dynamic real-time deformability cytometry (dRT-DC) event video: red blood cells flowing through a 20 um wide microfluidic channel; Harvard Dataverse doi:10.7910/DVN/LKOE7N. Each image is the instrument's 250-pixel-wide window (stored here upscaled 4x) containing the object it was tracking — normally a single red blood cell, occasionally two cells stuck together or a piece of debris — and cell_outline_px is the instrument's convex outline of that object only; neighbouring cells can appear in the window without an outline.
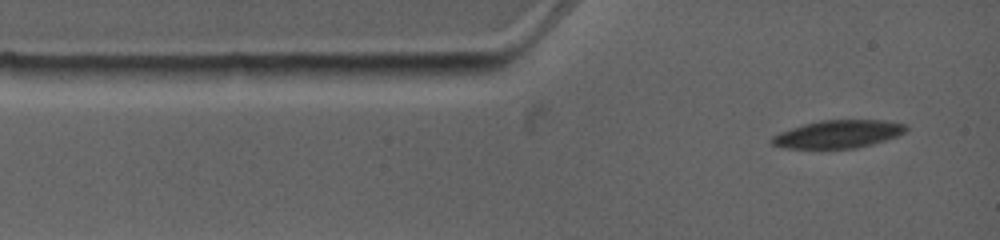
{"species": "common noctule bat (a hibernating species)", "species_latin": "Nyctalus noctula", "temperature_condition": "warm", "stored_images_in_passage": 3, "camera_frame_rate_fps": 4500, "um_per_image_px": 0.085, "animal": {"sex": "female", "body_mass_g": 19.0, "forearm_length_mm": 53.3}, "frame": {"image": 1, "passage_image": 1, "time_ms": 0.0, "image_size_px": [1000, 240], "cell_outline_px": [[908, 128], [904, 132], [896, 136], [884, 140], [856, 148], [784, 148], [772, 144], [768, 140], [772, 136], [780, 132], [804, 124], [820, 120], [884, 120], [908, 124]], "centroid_in_image_um": [71.23, 11.39], "position_along_channel_um": 13.8, "area_um2": 21.68}}
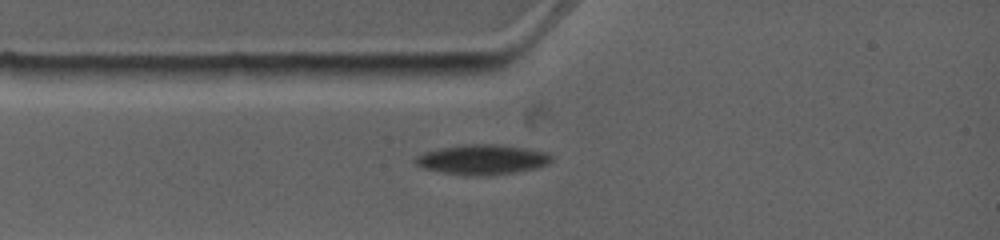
{"frame": {"image": 2, "passage_image": 3, "time_ms": 1.556, "image_size_px": [1000, 240], "cell_outline_px": [[552, 160], [548, 164], [536, 168], [512, 172], [472, 176], [444, 172], [424, 168], [416, 164], [412, 160], [416, 156], [424, 152], [440, 148], [460, 144], [496, 144], [524, 148], [548, 152], [552, 156]], "centroid_in_image_um": [40.98, 13.54], "position_along_channel_um": 44.0, "area_um2": 23.52}}